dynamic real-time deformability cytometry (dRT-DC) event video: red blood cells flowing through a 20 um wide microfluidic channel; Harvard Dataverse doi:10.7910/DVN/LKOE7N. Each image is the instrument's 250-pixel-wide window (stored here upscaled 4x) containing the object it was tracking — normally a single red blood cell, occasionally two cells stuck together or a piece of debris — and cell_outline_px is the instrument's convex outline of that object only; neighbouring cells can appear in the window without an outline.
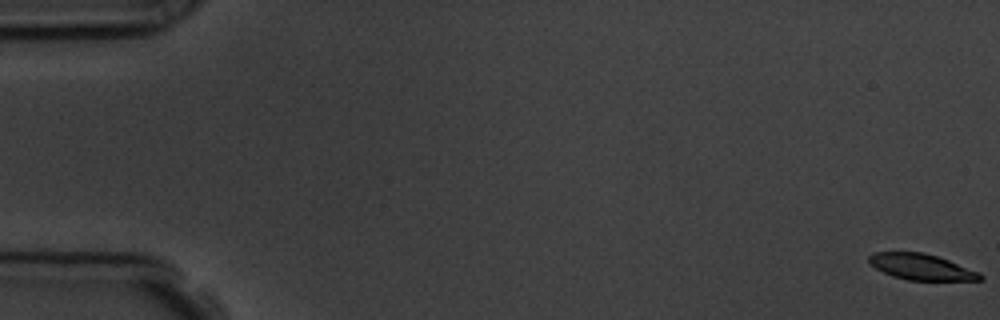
{"species": "common noctule bat (a hibernating species)", "species_latin": "Nyctalus noctula", "temperature_condition": "room temperature", "stored_images_in_passage": 12, "camera_frame_rate_fps": 3000, "um_per_image_px": 0.085, "animal": {"sex": "male", "body_mass_g": 19.5, "forearm_length_mm": 54.6}, "frame": {"image": 1, "passage_image": 1, "time_ms": 0.0, "image_size_px": [1000, 320], "cell_outline_px": [[984, 280], [908, 280], [892, 276], [876, 268], [868, 260], [868, 256], [872, 252], [920, 252], [936, 256], [948, 260], [980, 272], [984, 276]], "centroid_in_image_um": [78.33, 22.69], "position_along_channel_um": 6.7, "area_um2": 16.7}}
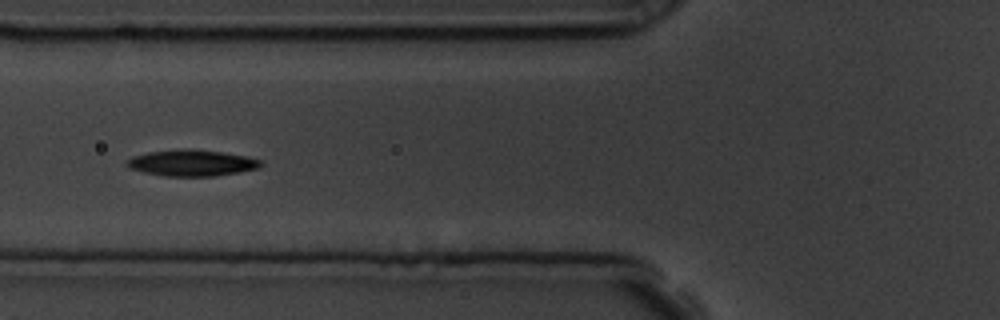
{"frame": {"image": 2, "passage_image": 7, "time_ms": 7.0, "image_size_px": [1000, 320], "cell_outline_px": [[264, 164], [260, 168], [240, 172], [212, 176], [164, 176], [144, 172], [128, 168], [124, 164], [132, 156], [148, 152], [184, 148], [188, 148], [224, 152], [248, 156], [264, 160]], "centroid_in_image_um": [16.34, 13.84], "position_along_channel_um": 109.5, "area_um2": 20.87}}
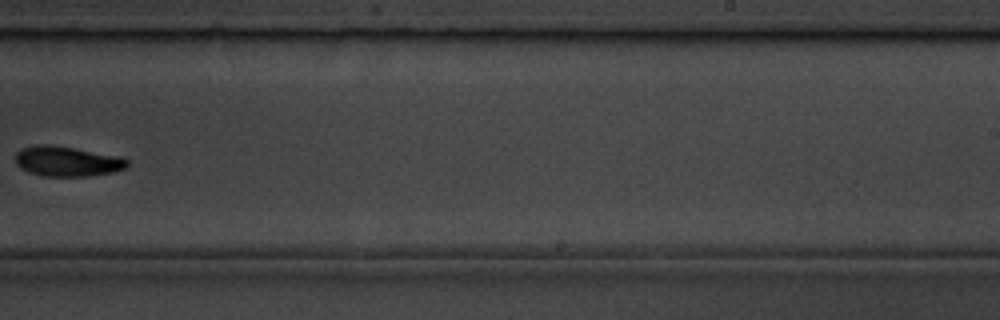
{"frame": {"image": 3, "passage_image": 11, "time_ms": 11.667, "image_size_px": [1000, 320], "cell_outline_px": [[128, 168], [112, 172], [92, 176], [44, 176], [28, 172], [20, 168], [16, 164], [16, 152], [20, 148], [32, 144], [52, 144], [120, 156], [128, 160]], "centroid_in_image_um": [5.69, 13.7], "position_along_channel_um": 283.3, "area_um2": 19.94}}